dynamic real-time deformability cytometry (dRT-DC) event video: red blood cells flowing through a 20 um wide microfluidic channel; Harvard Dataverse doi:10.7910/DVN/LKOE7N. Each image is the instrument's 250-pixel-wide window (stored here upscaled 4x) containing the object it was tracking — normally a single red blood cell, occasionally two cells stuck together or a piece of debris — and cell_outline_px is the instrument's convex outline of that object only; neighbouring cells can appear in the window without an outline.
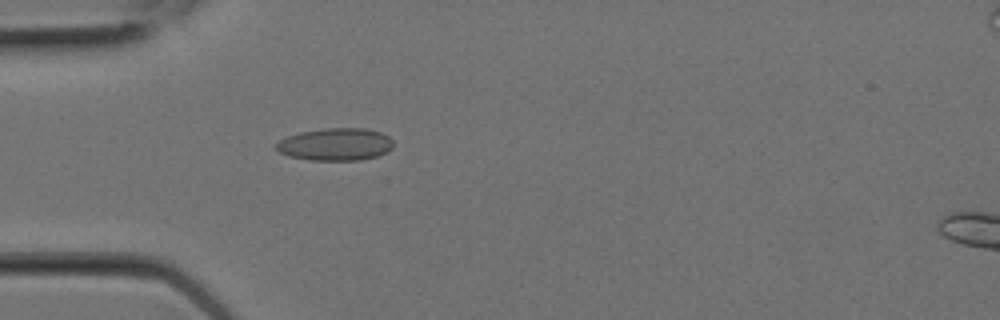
{"species": "Egyptian fruit bat (a non-hibernating species)", "species_latin": "Rousettus aegyptiacus", "temperature_condition": "room temperature", "stored_images_in_passage": 6, "camera_frame_rate_fps": 3000, "um_per_image_px": 0.085, "animal": {"sex": "female"}, "frame": {"image": 1, "passage_image": 6, "time_ms": 1.667, "image_size_px": [1000, 320], "cell_outline_px": [[392, 148], [388, 152], [376, 156], [360, 160], [312, 160], [288, 156], [280, 152], [276, 148], [276, 144], [280, 140], [288, 136], [300, 132], [324, 128], [364, 128], [380, 132], [388, 136], [392, 140]], "centroid_in_image_um": [28.53, 12.27], "position_along_channel_um": 56.5, "area_um2": 22.08}}